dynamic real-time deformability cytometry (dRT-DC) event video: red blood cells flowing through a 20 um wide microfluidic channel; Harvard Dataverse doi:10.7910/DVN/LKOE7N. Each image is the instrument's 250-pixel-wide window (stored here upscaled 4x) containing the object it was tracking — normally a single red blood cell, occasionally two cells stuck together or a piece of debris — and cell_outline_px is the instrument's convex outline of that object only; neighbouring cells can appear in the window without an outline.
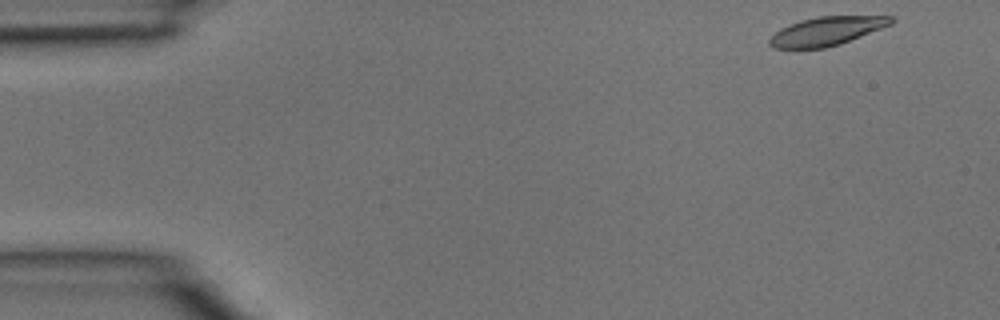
{"species": "common noctule bat (a hibernating species)", "species_latin": "Nyctalus noctula", "temperature_condition": "room temperature", "stored_images_in_passage": 3, "camera_frame_rate_fps": 3000, "um_per_image_px": 0.085, "animal": {"sex": "male", "body_mass_g": 15.6}, "frame": {"image": 1, "passage_image": 1, "time_ms": 0.0, "image_size_px": [1000, 320], "cell_outline_px": [[896, 20], [892, 24], [840, 44], [824, 48], [772, 48], [768, 44], [768, 40], [780, 28], [800, 20], [816, 16], [896, 16]], "centroid_in_image_um": [70.27, 2.64], "position_along_channel_um": 14.7, "area_um2": 20.35}}